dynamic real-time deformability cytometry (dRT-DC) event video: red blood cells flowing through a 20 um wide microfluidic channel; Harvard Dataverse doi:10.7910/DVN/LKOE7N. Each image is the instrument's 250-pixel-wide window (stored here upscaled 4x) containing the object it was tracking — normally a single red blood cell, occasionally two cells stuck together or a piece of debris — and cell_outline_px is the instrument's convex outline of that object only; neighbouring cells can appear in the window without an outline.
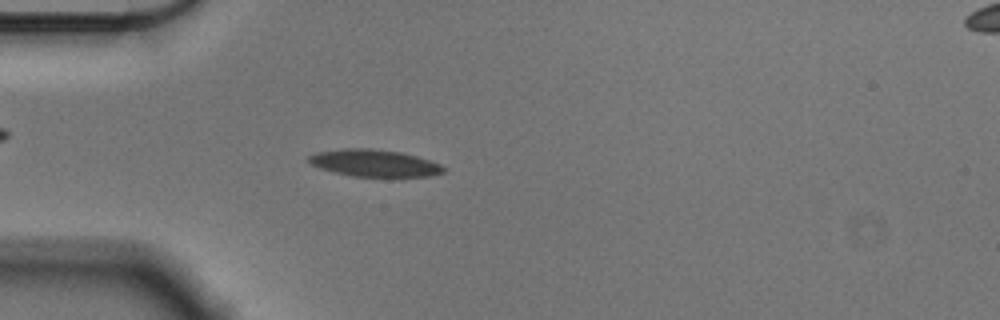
{"species": "Egyptian fruit bat (a non-hibernating species)", "species_latin": "Rousettus aegyptiacus", "temperature_condition": "cold", "stored_images_in_passage": 42, "camera_frame_rate_fps": 3000, "um_per_image_px": 0.085, "animal": {"sex": "male"}, "frame": {"image": 1, "passage_image": 2, "time_ms": 0.333, "image_size_px": [1000, 320], "cell_outline_px": [[444, 172], [432, 176], [352, 176], [332, 172], [320, 168], [312, 164], [308, 160], [308, 156], [316, 152], [344, 148], [372, 148], [400, 152], [416, 156], [440, 164], [444, 168]], "centroid_in_image_um": [31.78, 13.85], "position_along_channel_um": 53.2, "area_um2": 21.1}}
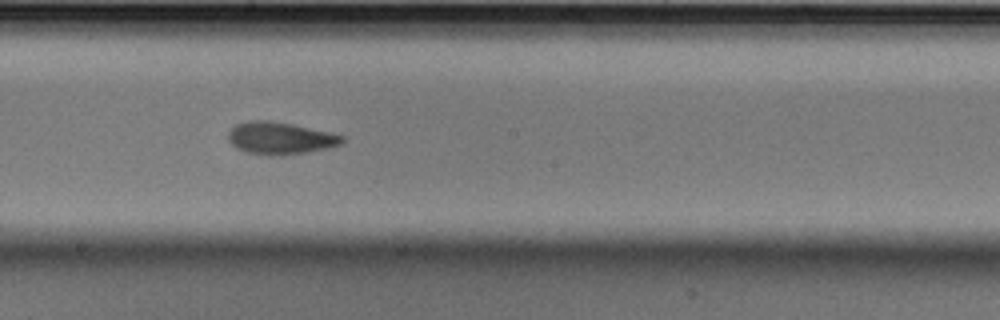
{"frame": {"image": 2, "passage_image": 17, "time_ms": 5.333, "image_size_px": [1000, 320], "cell_outline_px": [[344, 140], [340, 144], [328, 148], [308, 152], [280, 156], [268, 156], [244, 152], [236, 148], [228, 140], [228, 132], [236, 124], [248, 120], [268, 120], [292, 124], [328, 132], [344, 136]], "centroid_in_image_um": [23.77, 11.76], "position_along_channel_um": 224.4, "area_um2": 21.56}}
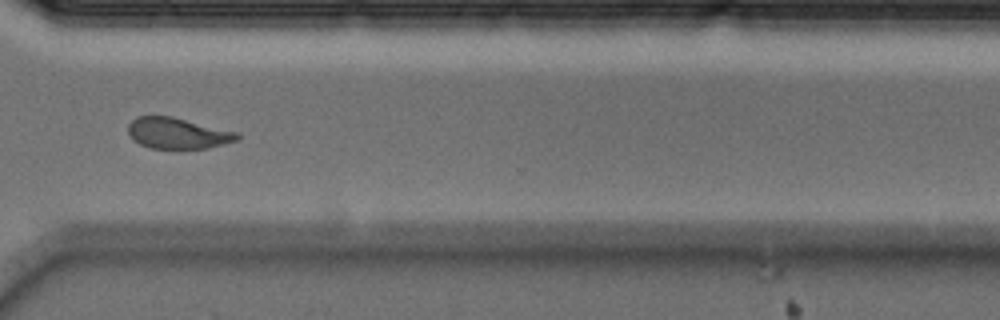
{"frame": {"image": 3, "passage_image": 28, "time_ms": 9.0, "image_size_px": [1000, 320], "cell_outline_px": [[240, 136], [236, 140], [224, 144], [208, 148], [152, 148], [140, 144], [132, 140], [128, 132], [128, 124], [136, 116], [172, 116], [240, 132]], "centroid_in_image_um": [15.11, 11.31], "position_along_channel_um": 355.5, "area_um2": 19.83}, "authors_computed_cell_mechanics": {"area_um2": 20.6346, "velocity_mm_per_s": 3.585, "shape_relaxation_time_tau1_ms": 4.1324, "shape_relaxation_time_tau2_ms": 2.1558, "deformation_change_tau1": 0.1383, "deformation_change_tau2": 0.0817}}